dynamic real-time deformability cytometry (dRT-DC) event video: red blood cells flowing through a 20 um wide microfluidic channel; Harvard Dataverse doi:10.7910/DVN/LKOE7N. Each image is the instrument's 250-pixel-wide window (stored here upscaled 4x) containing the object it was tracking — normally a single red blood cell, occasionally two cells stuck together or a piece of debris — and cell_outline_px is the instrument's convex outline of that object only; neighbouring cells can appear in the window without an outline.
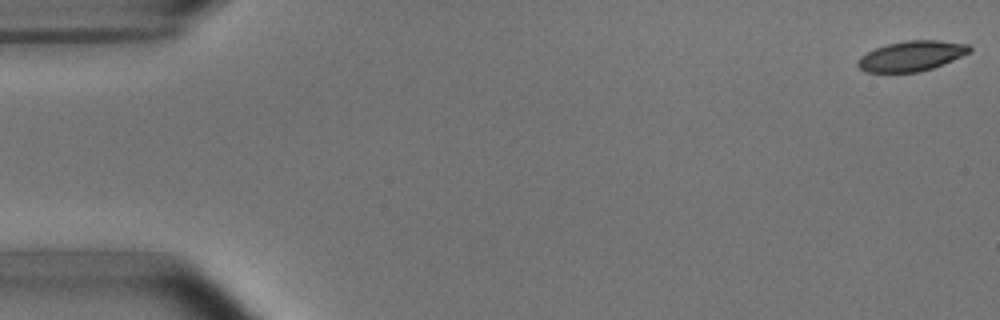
{"species": "common noctule bat (a hibernating species)", "species_latin": "Nyctalus noctula", "temperature_condition": "room temperature", "stored_images_in_passage": 53, "camera_frame_rate_fps": 3000, "um_per_image_px": 0.085, "animal": {"sex": "male", "body_mass_g": 15.6}, "frame": {"image": 1, "passage_image": 1, "time_ms": 0.0, "image_size_px": [1000, 320], "cell_outline_px": [[972, 48], [968, 52], [952, 60], [932, 68], [920, 72], [864, 72], [856, 64], [860, 56], [876, 48], [888, 44], [904, 40], [940, 40], [968, 44]], "centroid_in_image_um": [77.45, 4.75], "position_along_channel_um": 7.5, "area_um2": 19.48}}
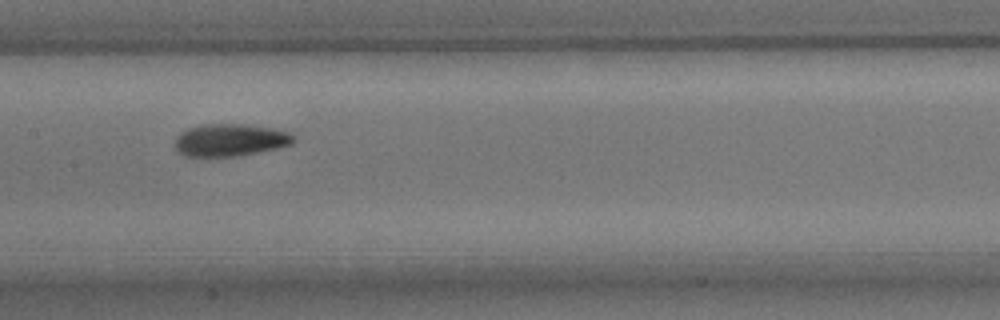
{"frame": {"image": 2, "passage_image": 26, "time_ms": 8.333, "image_size_px": [1000, 320], "cell_outline_px": [[296, 140], [292, 144], [276, 148], [236, 156], [184, 156], [176, 148], [176, 136], [180, 132], [188, 128], [204, 124], [248, 124], [272, 128], [288, 132], [296, 136]], "centroid_in_image_um": [19.58, 11.89], "position_along_channel_um": 187.8, "area_um2": 22.31}}
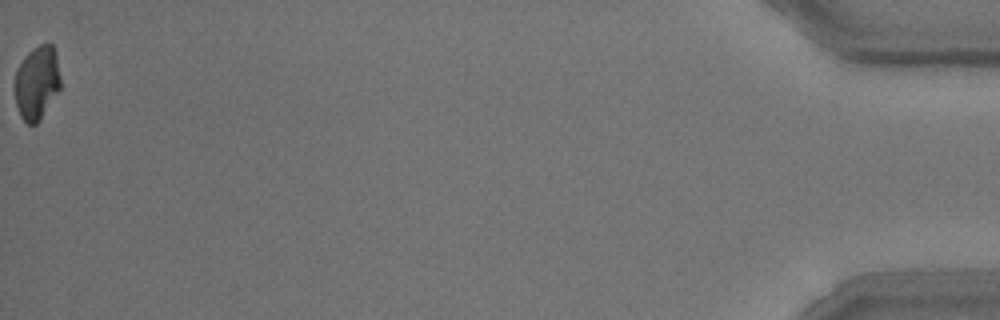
{"frame": {"image": 3, "passage_image": 53, "time_ms": 17.333, "image_size_px": [1000, 320], "cell_outline_px": [[60, 88], [40, 120], [36, 124], [28, 124], [20, 116], [16, 104], [16, 68], [24, 56], [28, 52], [40, 44], [52, 44], [56, 48], [60, 76]], "centroid_in_image_um": [3.15, 7.0], "position_along_channel_um": 432.0, "area_um2": 19.59}, "authors_computed_cell_mechanics": {"area_um2": 21.386, "velocity_mm_per_s": 3.7834, "shape_relaxation_time_tau1_ms": 3.7154, "shape_relaxation_time_tau2_ms": 3.4115, "deformation_change_tau1": 0.137, "deformation_change_tau2": 0.0962}}